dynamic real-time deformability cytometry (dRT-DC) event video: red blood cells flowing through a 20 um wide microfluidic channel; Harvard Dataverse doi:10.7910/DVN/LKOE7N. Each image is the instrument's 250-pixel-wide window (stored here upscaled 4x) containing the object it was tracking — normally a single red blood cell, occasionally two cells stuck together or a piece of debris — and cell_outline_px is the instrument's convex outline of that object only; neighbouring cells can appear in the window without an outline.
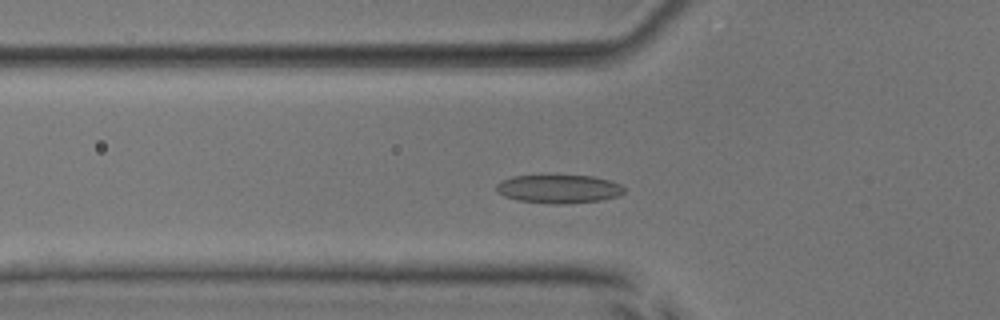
{"species": "common noctule bat (a hibernating species)", "species_latin": "Nyctalus noctula", "temperature_condition": "room temperature", "stored_images_in_passage": 47, "camera_frame_rate_fps": 3000, "um_per_image_px": 0.085, "animal": {"sex": "male", "body_mass_g": 17.9, "forearm_length_mm": 54.2}, "frame": {"image": 1, "passage_image": 13, "time_ms": 4.0, "image_size_px": [1000, 320], "cell_outline_px": [[624, 192], [620, 196], [600, 200], [560, 204], [552, 204], [516, 200], [504, 196], [496, 192], [496, 184], [500, 180], [512, 176], [592, 176], [608, 180], [620, 184], [624, 188]], "centroid_in_image_um": [47.46, 16.06], "position_along_channel_um": 78.3, "area_um2": 21.15}}
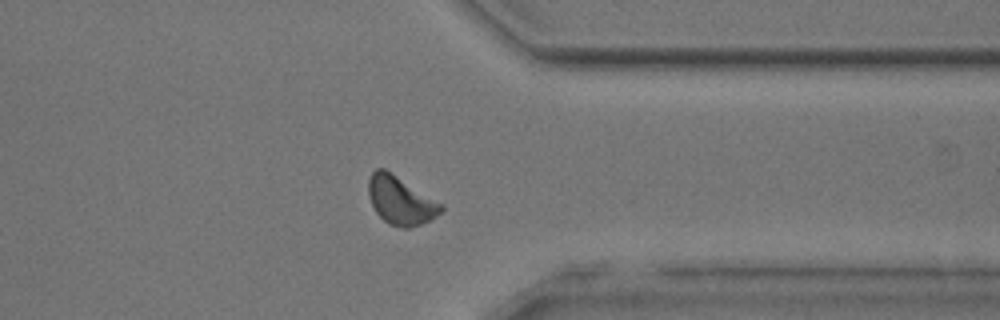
{"frame": {"image": 2, "passage_image": 36, "time_ms": 11.667, "image_size_px": [1000, 320], "cell_outline_px": [[444, 208], [436, 216], [420, 224], [408, 228], [400, 228], [388, 224], [376, 212], [368, 196], [368, 176], [376, 168], [384, 168], [444, 204]], "centroid_in_image_um": [34.03, 17.03], "position_along_channel_um": 377.4, "area_um2": 20.46}}
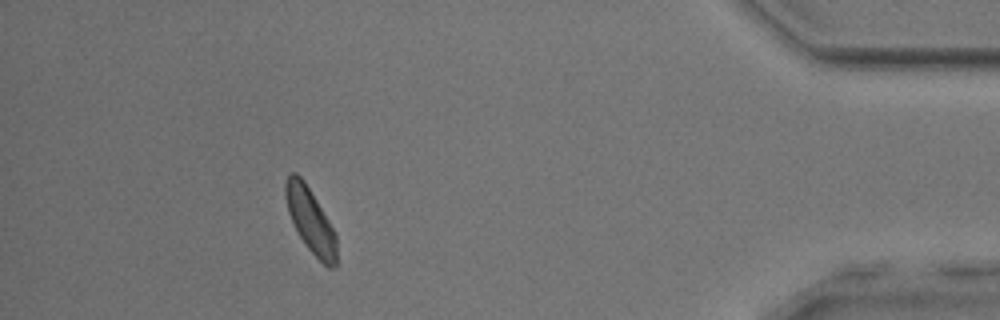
{"frame": {"image": 3, "passage_image": 42, "time_ms": 13.667, "image_size_px": [1000, 320], "cell_outline_px": [[336, 264], [332, 268], [328, 268], [308, 248], [300, 236], [288, 212], [284, 196], [284, 184], [288, 172], [296, 172], [304, 180], [328, 220], [336, 236]], "centroid_in_image_um": [26.35, 18.68], "position_along_channel_um": 408.8, "area_um2": 18.9}, "authors_computed_cell_mechanics": {"area_um2": 20.0566, "velocity_mm_per_s": 3.9496, "shape_relaxation_time_tau1_ms": 2.3144, "shape_relaxation_time_tau2_ms": 3.4628, "deformation_change_tau1": 0.0805, "deformation_change_tau2": 0.0932}}